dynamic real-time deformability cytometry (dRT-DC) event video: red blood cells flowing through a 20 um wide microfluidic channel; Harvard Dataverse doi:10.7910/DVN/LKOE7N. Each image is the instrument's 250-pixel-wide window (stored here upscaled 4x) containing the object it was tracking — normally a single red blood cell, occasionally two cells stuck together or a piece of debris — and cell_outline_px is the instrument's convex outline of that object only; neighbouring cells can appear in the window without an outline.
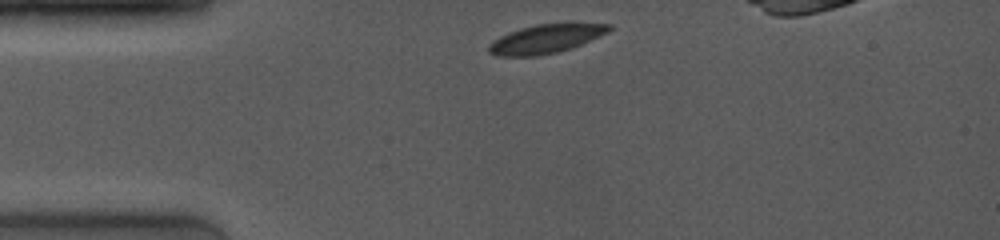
{"species": "common noctule bat (a hibernating species)", "species_latin": "Nyctalus noctula", "temperature_condition": "room temperature", "stored_images_in_passage": 23, "camera_frame_rate_fps": 4000, "um_per_image_px": 0.085, "animal": {"sex": "female", "body_mass_g": 19.0, "forearm_length_mm": 53.3}, "frame": {"image": 1, "passage_image": 1, "time_ms": 0.0, "image_size_px": [1000, 240], "cell_outline_px": [[612, 28], [608, 32], [572, 48], [540, 56], [496, 56], [488, 52], [488, 44], [492, 40], [508, 32], [520, 28], [536, 24], [564, 20], [572, 20], [612, 24]], "centroid_in_image_um": [46.45, 3.24], "position_along_channel_um": 38.5, "area_um2": 21.27}}
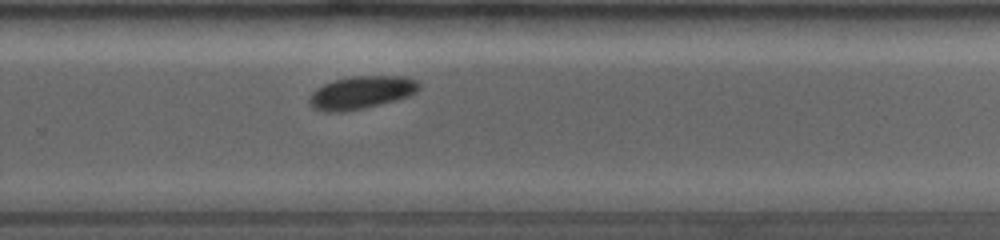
{"frame": {"image": 2, "passage_image": 15, "time_ms": 7.25, "image_size_px": [1000, 240], "cell_outline_px": [[420, 88], [416, 92], [408, 96], [396, 100], [364, 108], [344, 112], [324, 112], [312, 108], [308, 104], [308, 96], [316, 88], [332, 80], [352, 76], [408, 76], [420, 80]], "centroid_in_image_um": [30.7, 7.86], "position_along_channel_um": 299.1, "area_um2": 21.44}}
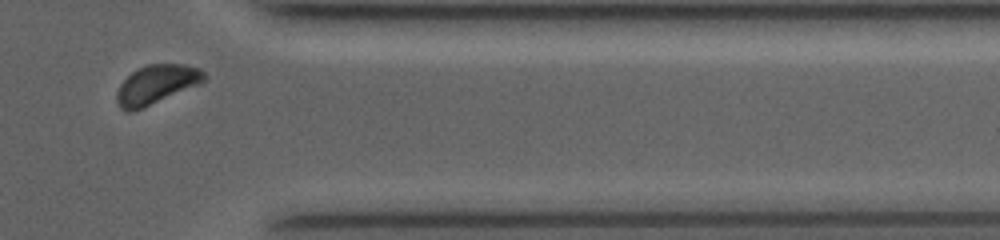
{"frame": {"image": 3, "passage_image": 20, "time_ms": 9.75, "image_size_px": [1000, 240], "cell_outline_px": [[204, 80], [200, 84], [132, 112], [128, 112], [120, 108], [116, 100], [116, 92], [120, 84], [132, 72], [148, 64], [188, 64], [200, 68], [204, 72]], "centroid_in_image_um": [13.28, 7.18], "position_along_channel_um": 398.1, "area_um2": 19.71}}